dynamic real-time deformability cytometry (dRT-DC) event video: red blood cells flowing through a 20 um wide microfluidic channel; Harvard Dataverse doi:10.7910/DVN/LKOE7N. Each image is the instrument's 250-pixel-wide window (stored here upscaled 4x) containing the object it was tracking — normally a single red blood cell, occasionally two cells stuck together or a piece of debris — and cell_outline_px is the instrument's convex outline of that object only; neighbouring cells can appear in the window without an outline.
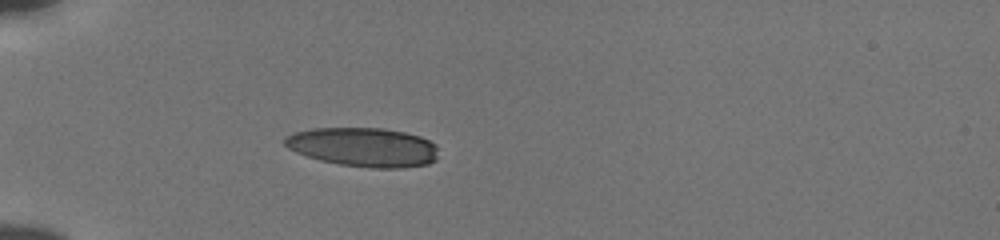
{"species": "human", "species_latin": "Homo sapiens", "temperature_condition": "cold", "stored_images_in_passage": 38, "camera_frame_rate_fps": 3000, "um_per_image_px": 0.085, "donor": {"sex": "male"}, "frame": {"image": 1, "passage_image": 1, "time_ms": 0.0, "image_size_px": [1000, 240], "cell_outline_px": [[436, 160], [428, 164], [404, 168], [372, 168], [340, 164], [320, 160], [296, 152], [288, 148], [284, 144], [284, 136], [296, 132], [312, 128], [384, 128], [404, 132], [420, 136], [436, 144]], "centroid_in_image_um": [30.9, 12.5], "position_along_channel_um": 54.1, "area_um2": 35.03}}
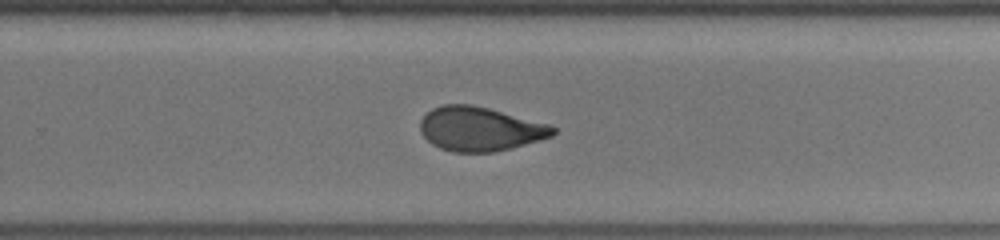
{"frame": {"image": 2, "passage_image": 21, "time_ms": 6.667, "image_size_px": [1000, 240], "cell_outline_px": [[556, 132], [552, 136], [508, 148], [492, 152], [452, 152], [440, 148], [432, 144], [420, 132], [420, 120], [432, 108], [444, 104], [472, 104], [552, 124], [556, 128]], "centroid_in_image_um": [40.79, 10.94], "position_along_channel_um": 289.0, "area_um2": 34.04}}
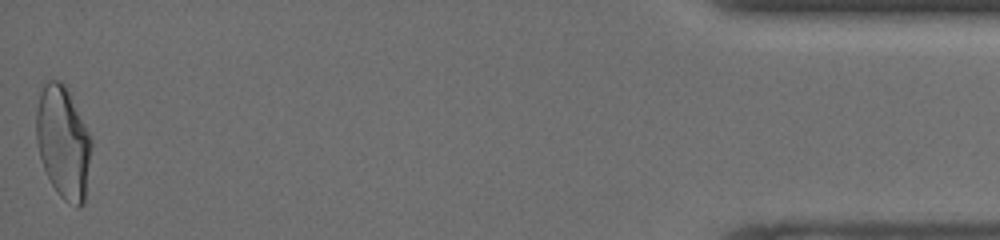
{"frame": {"image": 3, "passage_image": 38, "time_ms": 12.333, "image_size_px": [1000, 240], "cell_outline_px": [[92, 144], [84, 204], [80, 208], [76, 208], [68, 204], [56, 192], [44, 168], [40, 156], [36, 140], [36, 108], [40, 92], [44, 84], [48, 80], [60, 80], [68, 84], [92, 140]], "centroid_in_image_um": [5.38, 12.06], "position_along_channel_um": 429.8, "area_um2": 36.76}, "authors_computed_cell_mechanics": {"area_um2": 34.9979, "velocity_mm_per_s": 3.8455, "shape_relaxation_time_tau1_ms": 4.923, "shape_relaxation_time_tau2_ms": 1.5549, "deformation_change_tau1": 0.1661, "deformation_change_tau2": 0.0773}}